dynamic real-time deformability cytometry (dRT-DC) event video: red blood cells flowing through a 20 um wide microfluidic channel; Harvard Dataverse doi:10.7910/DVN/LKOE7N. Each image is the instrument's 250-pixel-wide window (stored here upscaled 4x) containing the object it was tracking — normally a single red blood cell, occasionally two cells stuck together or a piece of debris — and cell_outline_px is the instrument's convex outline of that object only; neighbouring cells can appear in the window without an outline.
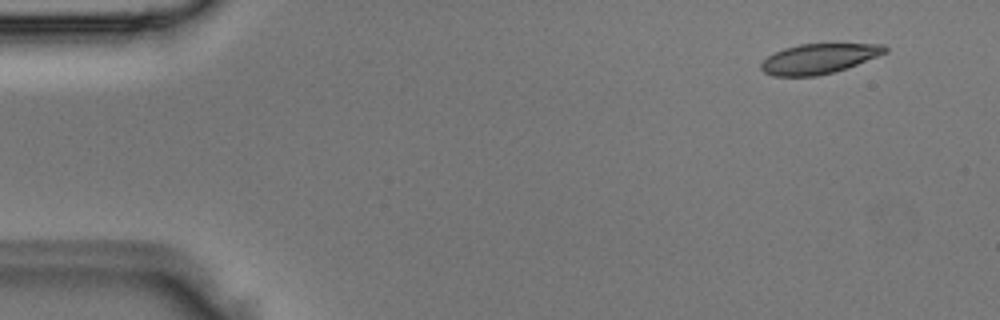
{"species": "Egyptian fruit bat (a non-hibernating species)", "species_latin": "Rousettus aegyptiacus", "temperature_condition": "room temperature", "stored_images_in_passage": 3, "camera_frame_rate_fps": 3000, "um_per_image_px": 0.085, "animal": {"sex": "male"}, "frame": {"image": 1, "passage_image": 1, "time_ms": 0.0, "image_size_px": [1000, 320], "cell_outline_px": [[888, 52], [848, 68], [816, 76], [772, 76], [764, 72], [760, 68], [760, 64], [768, 56], [784, 48], [800, 44], [884, 44], [888, 48]], "centroid_in_image_um": [69.62, 4.99], "position_along_channel_um": 15.4, "area_um2": 21.62}}